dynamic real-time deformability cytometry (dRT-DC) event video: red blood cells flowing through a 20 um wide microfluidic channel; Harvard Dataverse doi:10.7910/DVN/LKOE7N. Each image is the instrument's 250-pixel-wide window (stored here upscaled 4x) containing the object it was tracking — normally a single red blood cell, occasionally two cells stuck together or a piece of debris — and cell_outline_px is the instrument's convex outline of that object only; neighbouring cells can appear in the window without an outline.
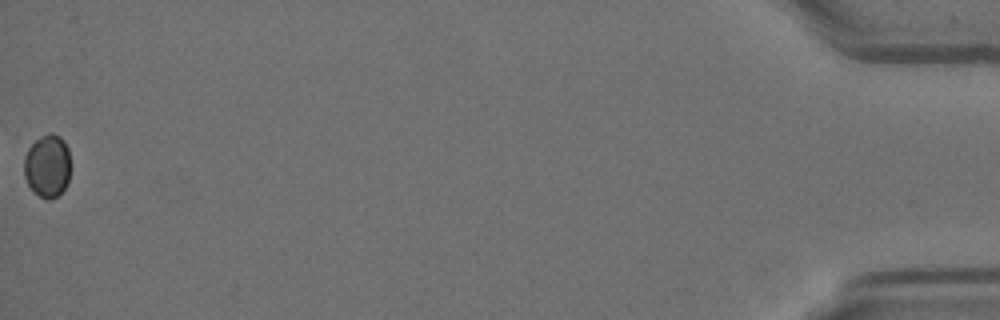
{"species": "Egyptian fruit bat (a non-hibernating species)", "species_latin": "Rousettus aegyptiacus", "temperature_condition": "room temperature", "stored_images_in_passage": 14, "camera_frame_rate_fps": 3000, "um_per_image_px": 0.085, "animal": {"sex": "female"}, "frame": {"image": 1, "passage_image": 14, "time_ms": 4.333, "image_size_px": [1000, 320], "cell_outline_px": [[72, 168], [68, 180], [64, 188], [52, 200], [48, 200], [40, 196], [28, 184], [24, 176], [24, 156], [28, 148], [40, 136], [48, 132], [52, 132], [60, 136], [64, 140], [68, 148]], "centroid_in_image_um": [4.06, 14.07], "position_along_channel_um": 431.1, "area_um2": 17.34}}